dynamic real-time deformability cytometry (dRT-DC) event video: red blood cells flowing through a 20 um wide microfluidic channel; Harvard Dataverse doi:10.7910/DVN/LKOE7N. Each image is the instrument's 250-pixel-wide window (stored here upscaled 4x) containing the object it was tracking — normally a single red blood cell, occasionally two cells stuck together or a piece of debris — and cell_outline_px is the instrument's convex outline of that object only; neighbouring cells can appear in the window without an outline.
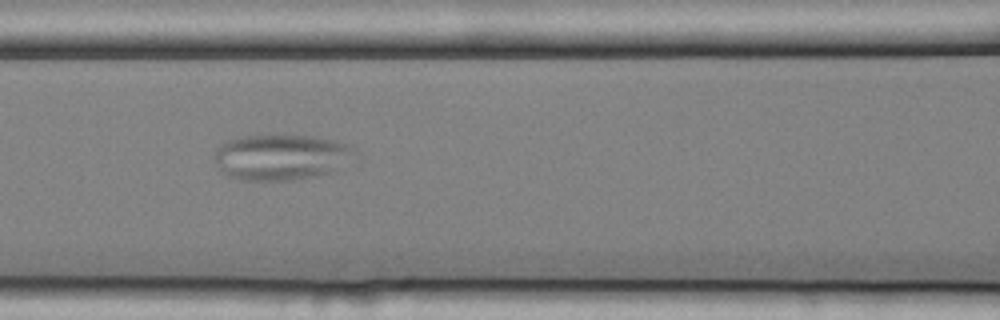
{"species": "common noctule bat (a hibernating species)", "species_latin": "Nyctalus noctula", "temperature_condition": "cold", "stored_images_in_passage": 9, "segment_of_instrument_passage": [2, 2], "camera_frame_rate_fps": 3000, "um_per_image_px": 0.085, "animal": {"sex": "female", "body_mass_g": 25.1}, "frame": {"image": 1, "passage_image": 8, "time_ms": 2.333, "image_size_px": [1000, 320], "cell_outline_px": [[464, 288], [360, 304], [292, 300], [292, 288], [364, 284], [404, 284]], "centroid_in_image_um": [30.86, 24.88], "position_along_channel_um": 135.7, "area_um2": 15.95}}